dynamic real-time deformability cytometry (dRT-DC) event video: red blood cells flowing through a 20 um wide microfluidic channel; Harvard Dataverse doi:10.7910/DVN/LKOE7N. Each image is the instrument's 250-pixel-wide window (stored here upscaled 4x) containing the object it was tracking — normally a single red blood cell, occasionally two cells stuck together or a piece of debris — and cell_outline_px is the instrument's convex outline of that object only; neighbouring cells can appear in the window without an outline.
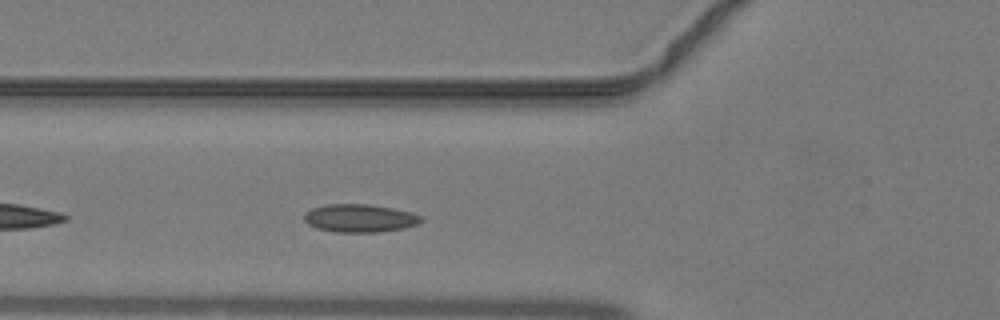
{"species": "common noctule bat (a hibernating species)", "species_latin": "Nyctalus noctula", "temperature_condition": "warm", "stored_images_in_passage": 31, "camera_frame_rate_fps": 3000, "um_per_image_px": 0.085, "animal": {"sex": "male", "body_mass_g": 19.2, "forearm_length_mm": 51.8}, "frame": {"image": 1, "passage_image": 4, "time_ms": 1.0, "image_size_px": [1000, 320], "cell_outline_px": [[424, 220], [416, 224], [404, 228], [376, 232], [336, 232], [316, 228], [308, 224], [304, 220], [304, 216], [312, 208], [328, 204], [368, 204], [392, 208], [412, 212], [424, 216]], "centroid_in_image_um": [30.61, 18.54], "position_along_channel_um": 95.2, "area_um2": 19.07}}
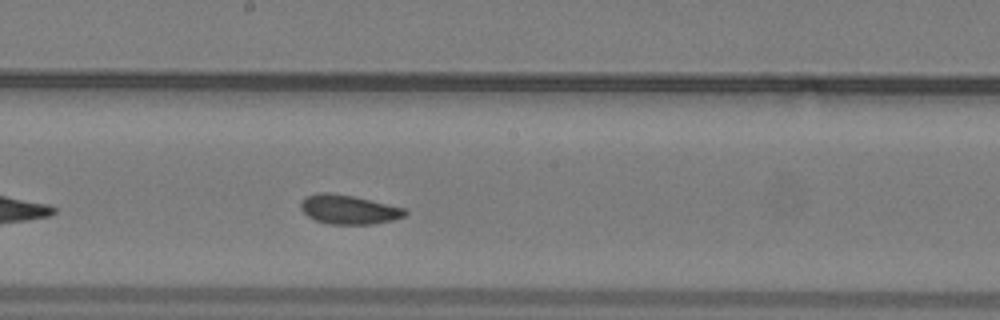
{"frame": {"image": 2, "passage_image": 12, "time_ms": 3.667, "image_size_px": [1000, 320], "cell_outline_px": [[408, 212], [404, 216], [392, 220], [372, 224], [328, 224], [316, 220], [308, 216], [300, 208], [300, 204], [304, 196], [316, 192], [328, 192], [352, 196], [408, 208]], "centroid_in_image_um": [29.63, 17.8], "position_along_channel_um": 218.6, "area_um2": 17.86}}
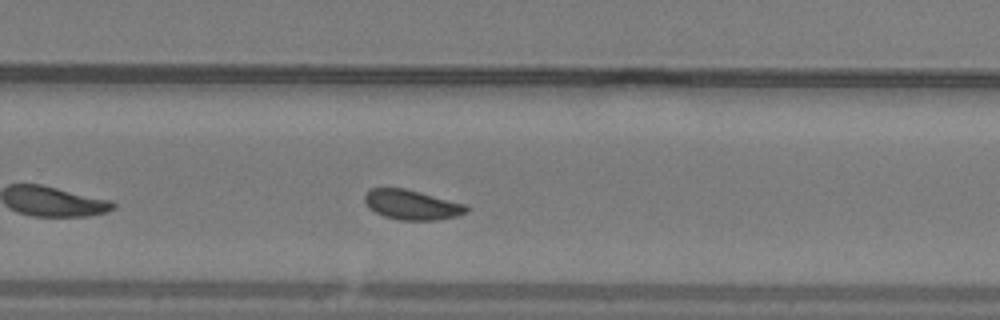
{"frame": {"image": 3, "passage_image": 17, "time_ms": 5.333, "image_size_px": [1000, 320], "cell_outline_px": [[468, 212], [456, 216], [436, 220], [400, 220], [384, 216], [368, 208], [364, 200], [364, 196], [368, 188], [404, 188], [468, 204]], "centroid_in_image_um": [35.01, 17.4], "position_along_channel_um": 294.8, "area_um2": 17.8}}